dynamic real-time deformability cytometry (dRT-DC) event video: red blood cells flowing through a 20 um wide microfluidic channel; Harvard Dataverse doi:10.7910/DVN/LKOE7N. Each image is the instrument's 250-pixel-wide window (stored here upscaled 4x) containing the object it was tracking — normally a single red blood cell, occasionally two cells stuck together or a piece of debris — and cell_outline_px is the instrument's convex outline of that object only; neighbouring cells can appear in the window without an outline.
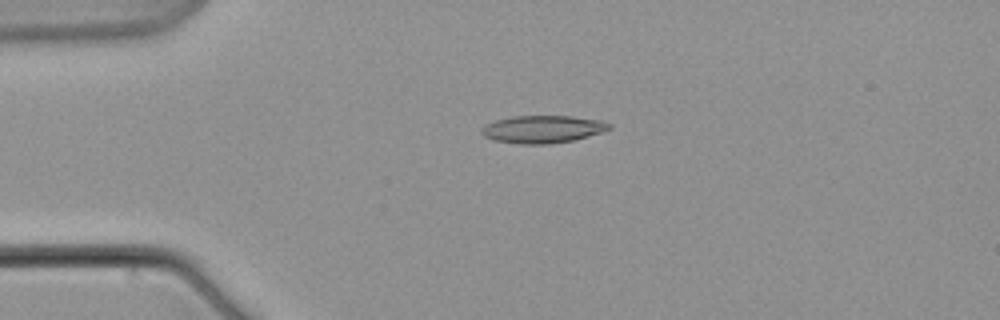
{"species": "common noctule bat (a hibernating species)", "species_latin": "Nyctalus noctula", "temperature_condition": "warm", "stored_images_in_passage": 2, "camera_frame_rate_fps": 3000, "um_per_image_px": 0.085, "animal": {"sex": "male", "body_mass_g": 21.5, "forearm_length_mm": 52.0}, "frame": {"image": 1, "passage_image": 1, "time_ms": 0.0, "image_size_px": [1000, 320], "cell_outline_px": [[612, 128], [588, 136], [572, 140], [548, 144], [520, 144], [496, 140], [484, 136], [480, 132], [488, 124], [496, 120], [512, 116], [572, 116], [600, 120], [612, 124]], "centroid_in_image_um": [46.16, 10.97], "position_along_channel_um": 38.8, "area_um2": 20.23}}